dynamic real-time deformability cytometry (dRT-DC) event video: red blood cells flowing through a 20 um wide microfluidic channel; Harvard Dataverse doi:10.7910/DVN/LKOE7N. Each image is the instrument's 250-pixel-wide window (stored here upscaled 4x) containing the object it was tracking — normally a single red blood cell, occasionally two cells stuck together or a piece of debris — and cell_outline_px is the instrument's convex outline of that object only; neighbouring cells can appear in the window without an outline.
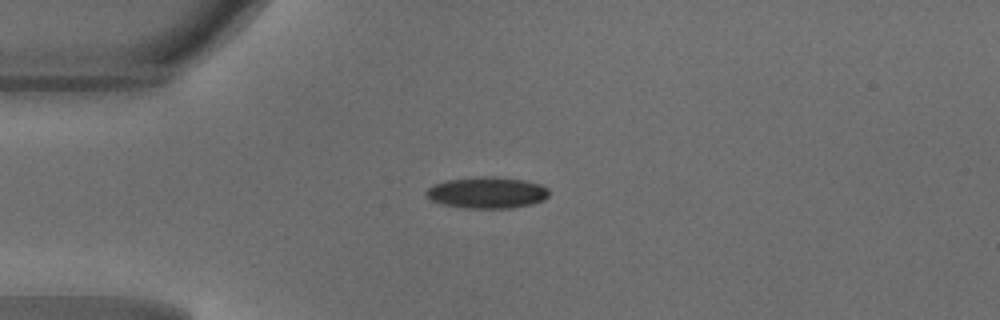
{"species": "common noctule bat (a hibernating species)", "species_latin": "Nyctalus noctula", "temperature_condition": "warm", "stored_images_in_passage": 48, "camera_frame_rate_fps": 3000, "um_per_image_px": 0.085, "animal": {"sex": "male", "body_mass_g": 18.8}, "frame": {"image": 1, "passage_image": 12, "time_ms": 3.667, "image_size_px": [1000, 320], "cell_outline_px": [[548, 196], [544, 200], [532, 204], [512, 208], [464, 208], [440, 204], [432, 200], [424, 192], [428, 188], [436, 184], [448, 180], [480, 176], [496, 176], [524, 180], [540, 184], [548, 188]], "centroid_in_image_um": [41.42, 16.37], "position_along_channel_um": 43.6, "area_um2": 22.54}}
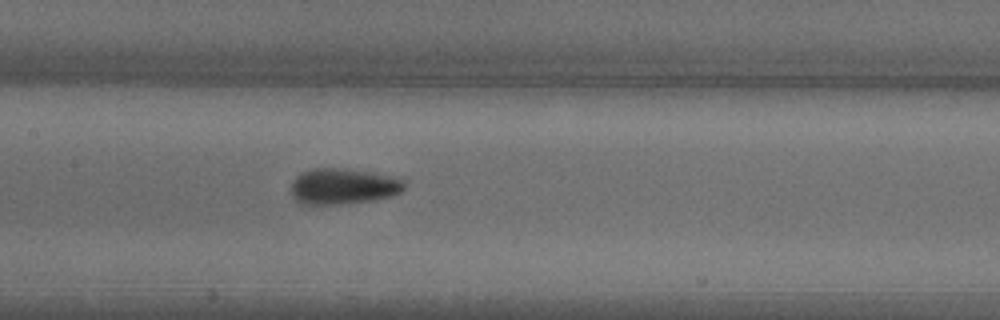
{"frame": {"image": 2, "passage_image": 23, "time_ms": 7.333, "image_size_px": [1000, 320], "cell_outline_px": [[404, 188], [400, 192], [392, 196], [372, 200], [340, 204], [300, 204], [292, 196], [292, 180], [300, 172], [312, 168], [344, 168], [400, 176], [404, 180]], "centroid_in_image_um": [29.19, 15.82], "position_along_channel_um": 178.2, "area_um2": 24.04}}
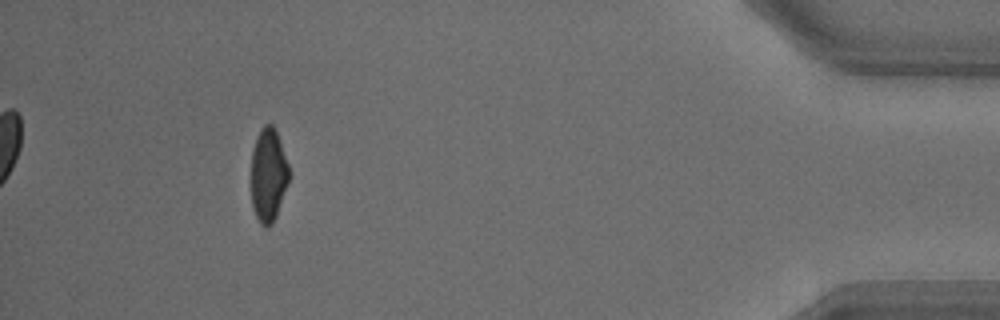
{"frame": {"image": 3, "passage_image": 44, "time_ms": 14.333, "image_size_px": [1000, 320], "cell_outline_px": [[288, 180], [276, 216], [272, 224], [268, 228], [264, 228], [260, 224], [252, 208], [252, 148], [256, 136], [260, 128], [264, 124], [272, 124], [276, 128], [288, 164]], "centroid_in_image_um": [22.79, 14.85], "position_along_channel_um": 412.4, "area_um2": 20.63}, "authors_computed_cell_mechanics": {"area_um2": 22.0218, "velocity_mm_per_s": 4.2027, "shape_relaxation_time_tau1_ms": 3.7482, "shape_relaxation_time_tau2_ms": 0.9326, "deformation_change_tau1": 0.14, "deformation_change_tau2": 0.066}}